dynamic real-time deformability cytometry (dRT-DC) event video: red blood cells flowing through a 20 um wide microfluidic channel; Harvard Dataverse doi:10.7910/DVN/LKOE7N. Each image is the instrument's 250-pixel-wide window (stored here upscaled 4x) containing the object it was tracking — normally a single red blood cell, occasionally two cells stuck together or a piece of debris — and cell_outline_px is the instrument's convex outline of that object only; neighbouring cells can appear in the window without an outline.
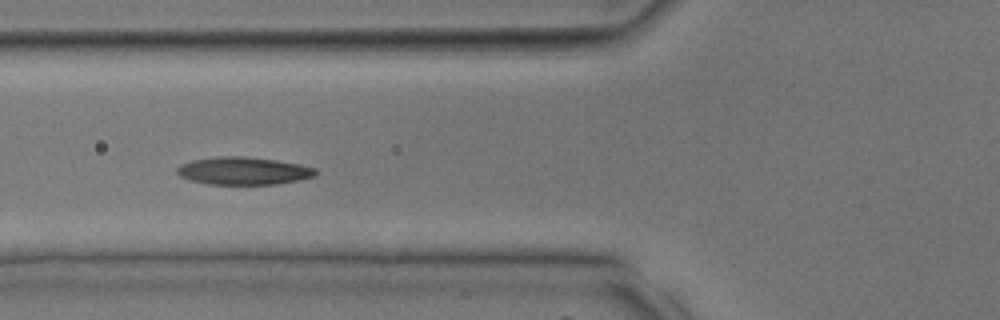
{"species": "common noctule bat (a hibernating species)", "species_latin": "Nyctalus noctula", "temperature_condition": "room temperature", "stored_images_in_passage": 30, "camera_frame_rate_fps": 3000, "um_per_image_px": 0.085, "animal": {"sex": "male", "body_mass_g": 17.9, "forearm_length_mm": 54.2}, "frame": {"image": 1, "passage_image": 9, "time_ms": 2.667, "image_size_px": [1000, 320], "cell_outline_px": [[316, 172], [312, 176], [296, 180], [276, 184], [208, 184], [192, 180], [180, 176], [176, 172], [176, 168], [180, 164], [192, 160], [216, 156], [244, 156], [276, 160], [300, 164], [316, 168]], "centroid_in_image_um": [20.64, 14.51], "position_along_channel_um": 105.2, "area_um2": 22.2}}
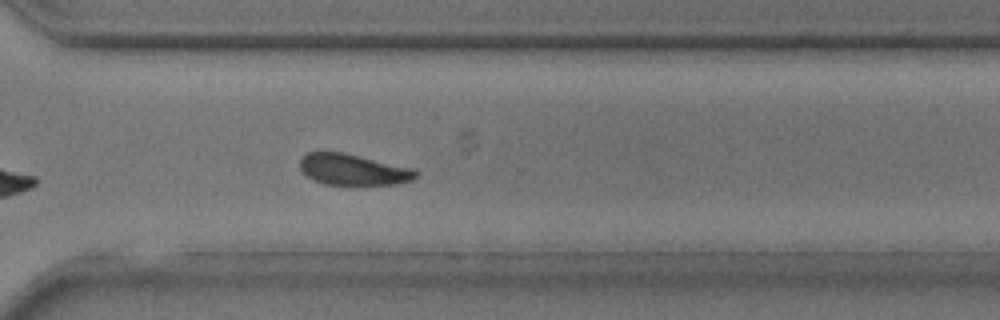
{"frame": {"image": 2, "passage_image": 22, "time_ms": 7.0, "image_size_px": [1000, 320], "cell_outline_px": [[420, 172], [416, 176], [408, 180], [396, 184], [324, 184], [308, 176], [300, 168], [300, 160], [308, 152], [344, 152], [412, 168]], "centroid_in_image_um": [30.01, 14.4], "position_along_channel_um": 340.6, "area_um2": 20.58}}